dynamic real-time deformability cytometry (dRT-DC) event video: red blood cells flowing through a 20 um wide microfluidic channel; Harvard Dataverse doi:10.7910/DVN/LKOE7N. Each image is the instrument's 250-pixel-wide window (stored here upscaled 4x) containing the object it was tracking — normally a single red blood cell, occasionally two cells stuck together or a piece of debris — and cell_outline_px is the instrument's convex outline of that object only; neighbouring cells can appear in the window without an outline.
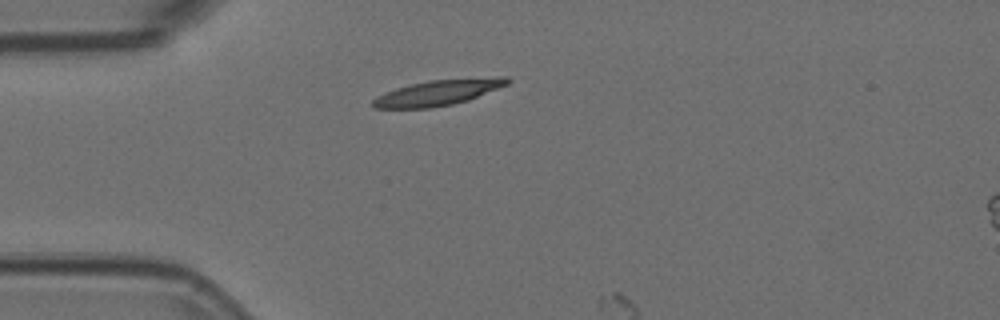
{"species": "Egyptian fruit bat (a non-hibernating species)", "species_latin": "Rousettus aegyptiacus", "temperature_condition": "room temperature", "stored_images_in_passage": 2, "camera_frame_rate_fps": 3000, "um_per_image_px": 0.085, "animal": {"sex": "female"}, "frame": {"image": 1, "passage_image": 1, "time_ms": 0.0, "image_size_px": [1000, 320], "cell_outline_px": [[512, 80], [508, 84], [468, 100], [452, 104], [432, 108], [376, 108], [372, 104], [372, 100], [376, 96], [384, 92], [396, 88], [428, 80], [496, 76], [508, 76]], "centroid_in_image_um": [37.27, 7.85], "position_along_channel_um": 47.7, "area_um2": 20.17}}